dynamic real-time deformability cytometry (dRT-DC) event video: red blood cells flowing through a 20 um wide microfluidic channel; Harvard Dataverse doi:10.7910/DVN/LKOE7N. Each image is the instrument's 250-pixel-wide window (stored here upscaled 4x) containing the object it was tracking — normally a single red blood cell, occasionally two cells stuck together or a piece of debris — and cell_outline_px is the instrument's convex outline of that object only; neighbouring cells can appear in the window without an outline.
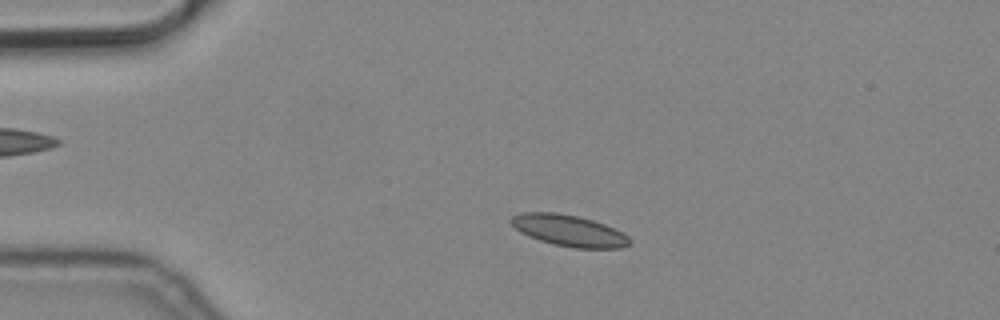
{"species": "common noctule bat (a hibernating species)", "species_latin": "Nyctalus noctula", "temperature_condition": "cold", "stored_images_in_passage": 2, "camera_frame_rate_fps": 3000, "um_per_image_px": 0.085, "animal": {"sex": "male", "body_mass_g": 19.2, "forearm_length_mm": 51.8}, "frame": {"image": 1, "passage_image": 1, "time_ms": 0.0, "image_size_px": [1000, 320], "cell_outline_px": [[632, 240], [628, 244], [620, 248], [576, 248], [556, 244], [540, 240], [528, 236], [520, 232], [508, 220], [512, 216], [524, 212], [556, 212], [576, 216], [592, 220], [604, 224], [628, 236]], "centroid_in_image_um": [48.33, 19.59], "position_along_channel_um": 36.7, "area_um2": 21.33}}